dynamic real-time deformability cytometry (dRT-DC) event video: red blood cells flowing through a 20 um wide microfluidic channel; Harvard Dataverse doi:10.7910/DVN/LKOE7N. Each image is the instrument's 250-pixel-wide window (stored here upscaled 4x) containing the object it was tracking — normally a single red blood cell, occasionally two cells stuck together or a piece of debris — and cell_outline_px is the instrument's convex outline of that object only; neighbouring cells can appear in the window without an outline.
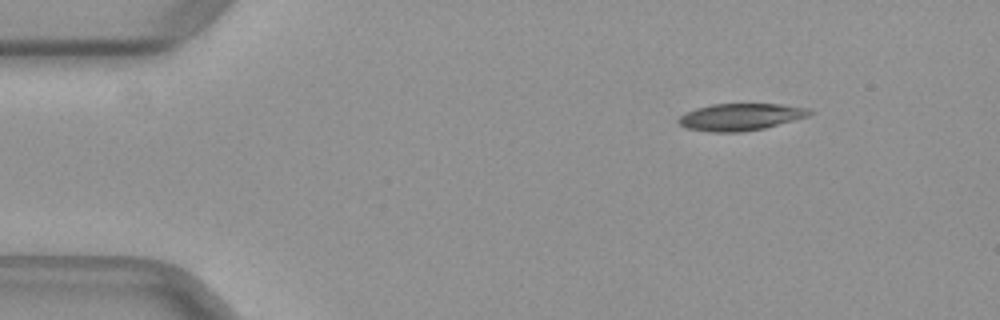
{"species": "common noctule bat (a hibernating species)", "species_latin": "Nyctalus noctula", "temperature_condition": "warm", "stored_images_in_passage": 40, "camera_frame_rate_fps": 3000, "um_per_image_px": 0.085, "animal": {"sex": "female", "body_mass_g": 29.2, "forearm_length_mm": 56.3}, "frame": {"image": 1, "passage_image": 1, "time_ms": 0.0, "image_size_px": [1000, 320], "cell_outline_px": [[816, 112], [808, 116], [764, 128], [740, 132], [708, 132], [688, 128], [680, 124], [676, 120], [680, 116], [696, 108], [712, 104], [780, 104], [808, 108]], "centroid_in_image_um": [62.96, 9.94], "position_along_channel_um": 22.0, "area_um2": 20.52}}
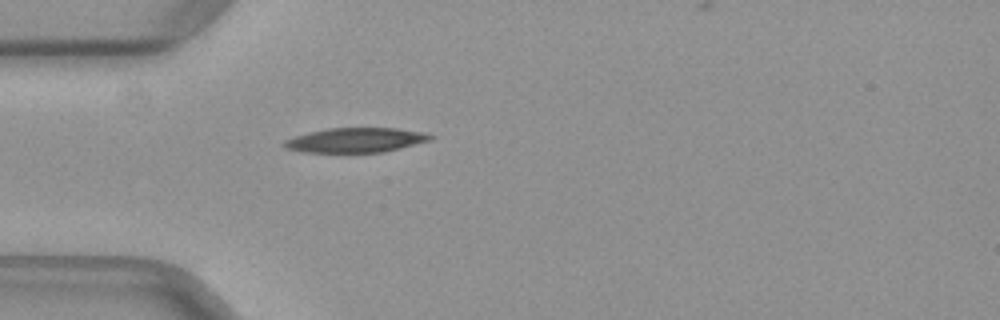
{"frame": {"image": 2, "passage_image": 9, "time_ms": 2.667, "image_size_px": [1000, 320], "cell_outline_px": [[436, 136], [432, 140], [384, 152], [300, 152], [284, 148], [280, 144], [284, 140], [308, 132], [328, 128], [396, 128], [424, 132]], "centroid_in_image_um": [30.23, 11.91], "position_along_channel_um": 54.8, "area_um2": 21.15}}